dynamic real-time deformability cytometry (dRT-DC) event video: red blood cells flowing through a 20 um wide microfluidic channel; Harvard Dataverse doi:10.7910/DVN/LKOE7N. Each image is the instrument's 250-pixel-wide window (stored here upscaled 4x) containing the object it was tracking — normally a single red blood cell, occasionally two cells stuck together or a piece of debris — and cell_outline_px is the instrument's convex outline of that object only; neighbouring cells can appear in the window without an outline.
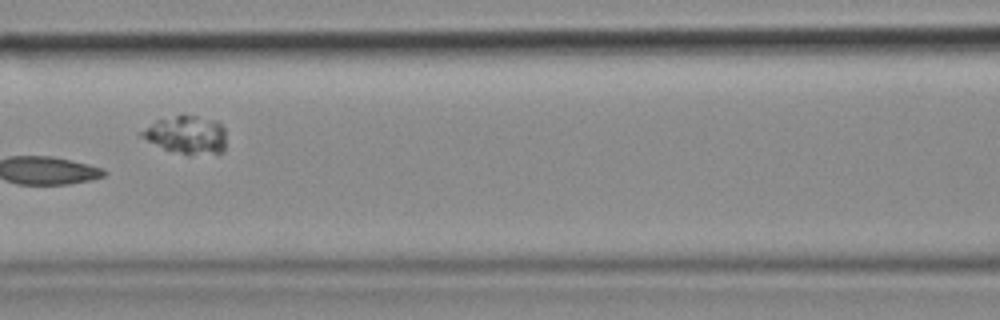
{"species": "common noctule bat (a hibernating species)", "species_latin": "Nyctalus noctula", "temperature_condition": "cold", "stored_images_in_passage": 7, "camera_frame_rate_fps": 3000, "um_per_image_px": 0.085, "animal": {"sex": "female", "body_mass_g": 18.4}, "frame": {"image": 1, "passage_image": 6, "time_ms": 1.667, "image_size_px": [1000, 320], "cell_outline_px": [[224, 152], [180, 152], [164, 148], [140, 136], [136, 132], [156, 120], [180, 112], [216, 120], [224, 128]], "centroid_in_image_um": [15.79, 11.36], "position_along_channel_um": 150.8, "area_um2": 18.5}}